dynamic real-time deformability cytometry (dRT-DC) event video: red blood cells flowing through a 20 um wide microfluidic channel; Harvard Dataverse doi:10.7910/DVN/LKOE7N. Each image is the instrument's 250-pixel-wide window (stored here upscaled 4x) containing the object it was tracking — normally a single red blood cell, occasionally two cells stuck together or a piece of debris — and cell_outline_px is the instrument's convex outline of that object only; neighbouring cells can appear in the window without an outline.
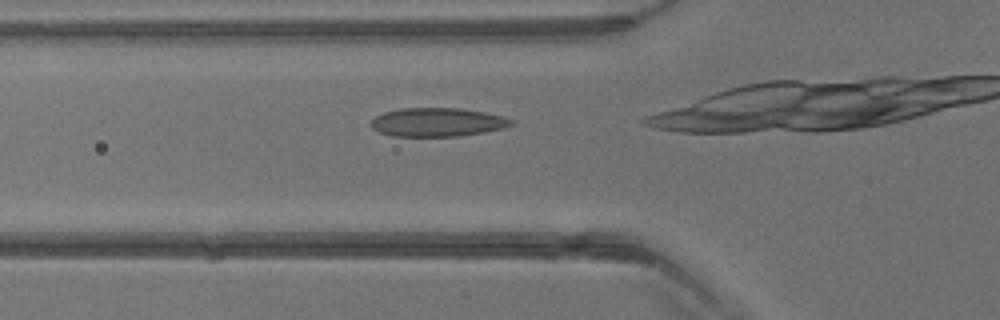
{"species": "common noctule bat (a hibernating species)", "species_latin": "Nyctalus noctula", "temperature_condition": "warm", "stored_images_in_passage": 20, "camera_frame_rate_fps": 3000, "um_per_image_px": 0.085, "animal": {"sex": "male", "body_mass_g": 13.3}, "frame": {"image": 1, "passage_image": 9, "time_ms": 2.667, "image_size_px": [1000, 320], "cell_outline_px": [[516, 124], [484, 132], [456, 136], [392, 136], [380, 132], [372, 128], [372, 120], [376, 116], [384, 112], [400, 108], [460, 108], [484, 112], [500, 116], [512, 120]], "centroid_in_image_um": [37.16, 10.38], "position_along_channel_um": 88.6, "area_um2": 23.18}}
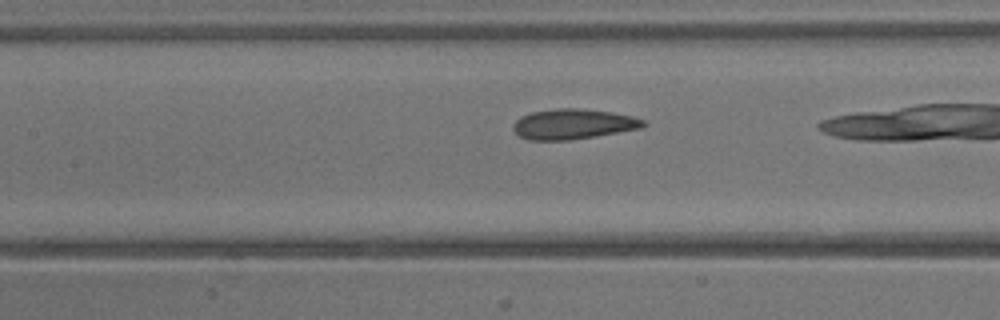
{"frame": {"image": 2, "passage_image": 13, "time_ms": 4.0, "image_size_px": [1000, 320], "cell_outline_px": [[648, 124], [644, 128], [572, 140], [528, 140], [520, 136], [512, 128], [512, 124], [520, 116], [532, 112], [556, 108], [576, 108], [612, 112], [632, 116], [644, 120]], "centroid_in_image_um": [48.74, 10.55], "position_along_channel_um": 158.7, "area_um2": 23.12}}
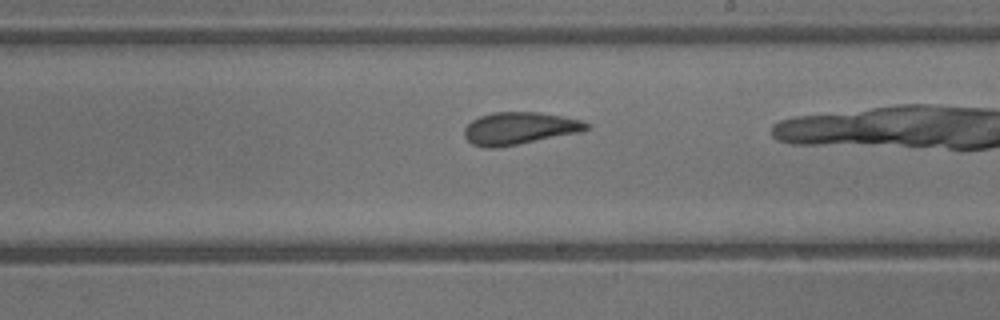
{"frame": {"image": 3, "passage_image": 18, "time_ms": 5.667, "image_size_px": [1000, 320], "cell_outline_px": [[588, 128], [580, 132], [496, 148], [484, 148], [472, 144], [464, 136], [464, 128], [472, 120], [480, 116], [492, 112], [540, 112], [564, 116], [580, 120], [588, 124]], "centroid_in_image_um": [44.11, 10.9], "position_along_channel_um": 244.9, "area_um2": 22.89}}